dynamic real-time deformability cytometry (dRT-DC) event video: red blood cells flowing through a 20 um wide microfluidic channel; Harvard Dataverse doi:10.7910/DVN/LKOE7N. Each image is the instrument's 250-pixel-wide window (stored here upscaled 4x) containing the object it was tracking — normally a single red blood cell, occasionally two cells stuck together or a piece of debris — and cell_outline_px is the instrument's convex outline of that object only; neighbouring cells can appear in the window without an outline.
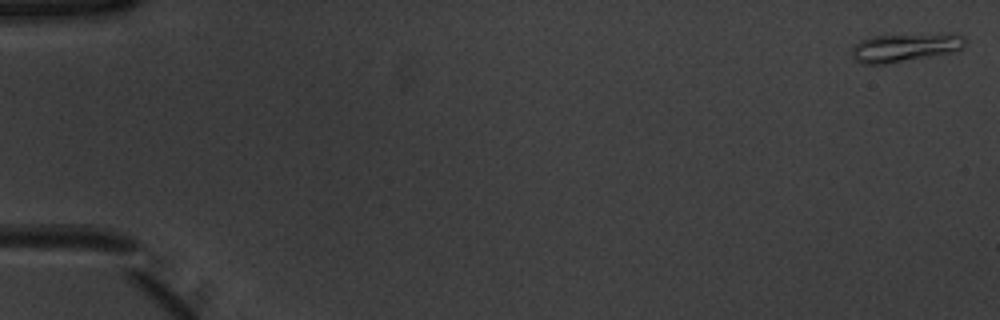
{"species": "common noctule bat (a hibernating species)", "species_latin": "Nyctalus noctula", "temperature_condition": "warm", "stored_images_in_passage": 52, "camera_frame_rate_fps": 3000, "um_per_image_px": 0.085, "animal": {"sex": "male", "body_mass_g": 20.1, "forearm_length_mm": 53.5}, "frame": {"image": 1, "passage_image": 1, "time_ms": 0.0, "image_size_px": [1000, 320], "cell_outline_px": [[968, 40], [960, 48], [948, 52], [928, 56], [884, 64], [860, 64], [852, 56], [852, 48], [860, 40], [872, 36], [964, 36]], "centroid_in_image_um": [76.77, 4.08], "position_along_channel_um": 8.2, "area_um2": 17.46}}
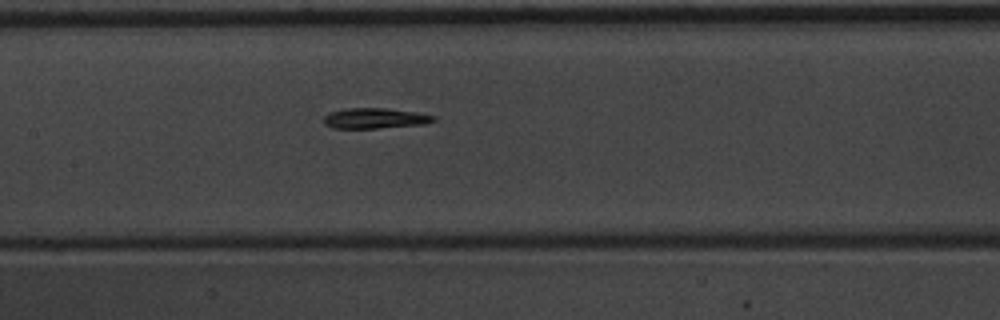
{"frame": {"image": 2, "passage_image": 26, "time_ms": 8.333, "image_size_px": [1000, 320], "cell_outline_px": [[436, 120], [424, 124], [376, 128], [332, 128], [324, 124], [324, 116], [328, 112], [344, 108], [388, 108], [416, 112], [436, 116]], "centroid_in_image_um": [31.84, 10.04], "position_along_channel_um": 175.6, "area_um2": 13.18}}
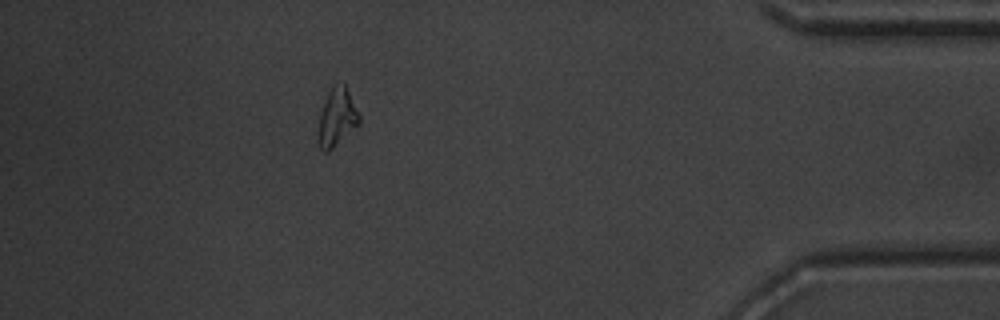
{"frame": {"image": 3, "passage_image": 47, "time_ms": 15.333, "image_size_px": [1000, 320], "cell_outline_px": [[360, 124], [328, 152], [324, 152], [320, 148], [316, 140], [316, 132], [320, 112], [328, 92], [332, 84], [344, 84], [360, 116]], "centroid_in_image_um": [28.59, 10.03], "position_along_channel_um": 406.6, "area_um2": 13.99}, "authors_computed_cell_mechanics": {"area_um2": 13.7275, "velocity_mm_per_s": 3.9251, "shape_relaxation_time_tau1_ms": 4.6072, "shape_relaxation_time_tau2_ms": 7.2324, "deformation_change_tau1": 0.1969, "deformation_change_tau2": 0.1721}}